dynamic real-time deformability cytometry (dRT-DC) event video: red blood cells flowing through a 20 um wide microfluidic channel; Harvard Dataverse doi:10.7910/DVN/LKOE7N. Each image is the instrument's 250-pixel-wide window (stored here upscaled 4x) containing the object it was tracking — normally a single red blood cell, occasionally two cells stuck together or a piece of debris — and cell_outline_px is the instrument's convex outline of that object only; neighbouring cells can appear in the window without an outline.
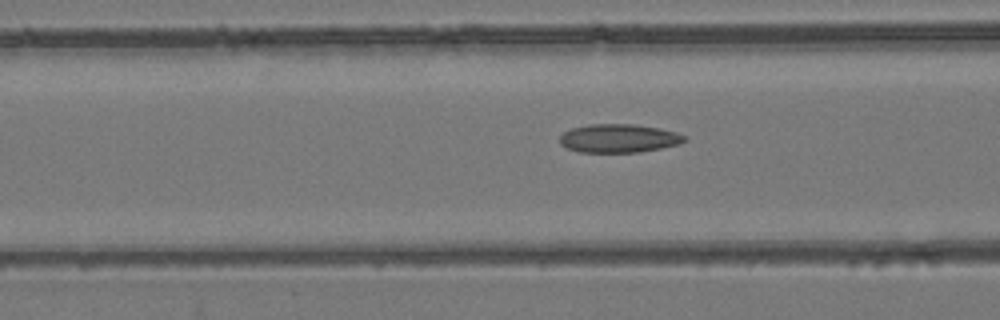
{"species": "common noctule bat (a hibernating species)", "species_latin": "Nyctalus noctula", "temperature_condition": "room temperature", "stored_images_in_passage": 54, "camera_frame_rate_fps": 3000, "um_per_image_px": 0.085, "animal": {"sex": "female", "body_mass_g": 24.6, "forearm_length_mm": 56.2}, "frame": {"image": 1, "passage_image": 22, "time_ms": 7.0, "image_size_px": [1000, 320], "cell_outline_px": [[688, 140], [680, 144], [640, 152], [580, 152], [568, 148], [560, 144], [560, 136], [564, 132], [572, 128], [588, 124], [632, 124], [660, 128], [676, 132], [688, 136]], "centroid_in_image_um": [52.64, 11.75], "position_along_channel_um": 114.0, "area_um2": 20.81}}
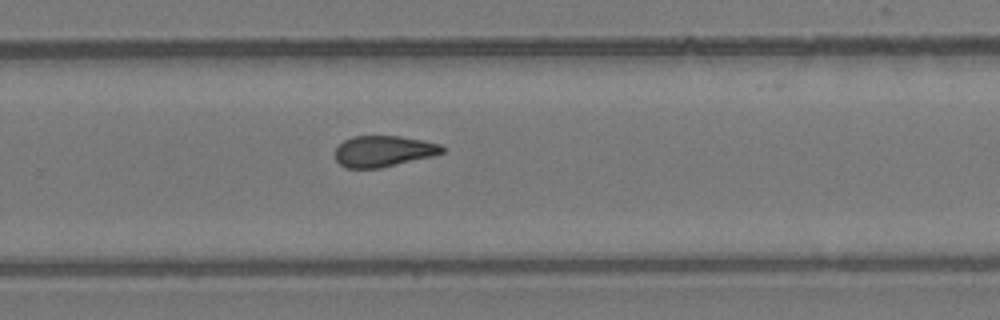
{"frame": {"image": 2, "passage_image": 36, "time_ms": 11.667, "image_size_px": [1000, 320], "cell_outline_px": [[444, 152], [436, 156], [380, 168], [344, 168], [336, 160], [336, 148], [344, 140], [352, 136], [400, 136], [440, 144], [444, 148]], "centroid_in_image_um": [32.61, 12.86], "position_along_channel_um": 297.2, "area_um2": 19.48}}
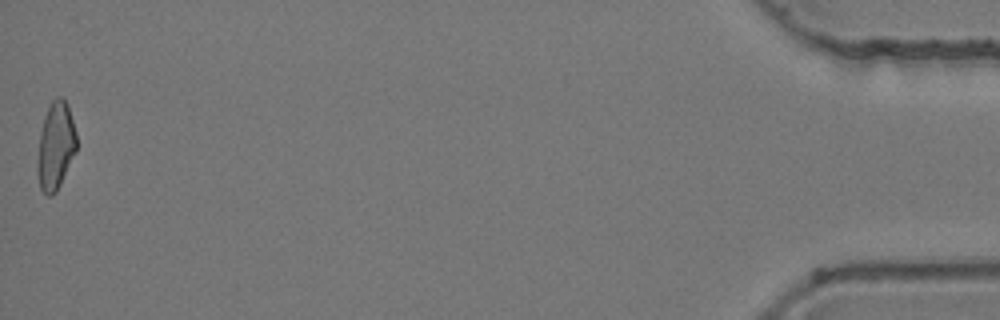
{"frame": {"image": 3, "passage_image": 54, "time_ms": 17.667, "image_size_px": [1000, 320], "cell_outline_px": [[76, 152], [56, 192], [52, 196], [48, 196], [40, 188], [36, 172], [36, 168], [40, 132], [44, 116], [52, 100], [56, 96], [64, 96], [68, 104], [76, 132]], "centroid_in_image_um": [4.72, 12.38], "position_along_channel_um": 430.5, "area_um2": 20.17}, "authors_computed_cell_mechanics": {"area_um2": 20.2878, "velocity_mm_per_s": 3.9371, "shape_relaxation_time_tau1_ms": null, "shape_relaxation_time_tau2_ms": 3.3189, "deformation_change_tau1": null, "deformation_change_tau2": 0.1122}}